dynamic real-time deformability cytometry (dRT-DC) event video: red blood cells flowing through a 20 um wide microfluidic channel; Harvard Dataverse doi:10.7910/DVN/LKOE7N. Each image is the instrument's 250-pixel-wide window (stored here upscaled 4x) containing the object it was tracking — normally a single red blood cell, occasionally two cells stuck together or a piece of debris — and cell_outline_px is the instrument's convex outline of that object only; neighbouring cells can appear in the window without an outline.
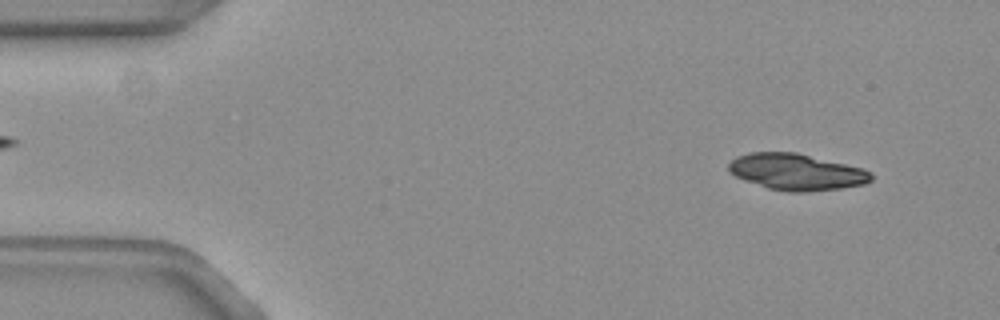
{"species": "common noctule bat (a hibernating species)", "species_latin": "Nyctalus noctula", "temperature_condition": "warm", "stored_images_in_passage": 52, "camera_frame_rate_fps": 3000, "um_per_image_px": 0.085, "animal": {"sex": "female", "body_mass_g": 19.3, "forearm_length_mm": 54.1}, "frame": {"image": 1, "passage_image": 4, "time_ms": 1.0, "image_size_px": [1000, 320], "cell_outline_px": [[872, 180], [864, 184], [840, 188], [808, 192], [788, 192], [768, 188], [744, 180], [728, 172], [728, 164], [736, 156], [752, 152], [796, 152], [860, 168], [872, 172]], "centroid_in_image_um": [67.66, 14.62], "position_along_channel_um": 17.3, "area_um2": 30.06}, "authors_computed_cell_mechanics": {"area_um2": 20.6057, "velocity_mm_per_s": 3.7695, "shape_relaxation_time_tau1_ms": 5.134, "shape_relaxation_time_tau2_ms": null, "deformation_change_tau1": 0.1781, "deformation_change_tau2": null}}